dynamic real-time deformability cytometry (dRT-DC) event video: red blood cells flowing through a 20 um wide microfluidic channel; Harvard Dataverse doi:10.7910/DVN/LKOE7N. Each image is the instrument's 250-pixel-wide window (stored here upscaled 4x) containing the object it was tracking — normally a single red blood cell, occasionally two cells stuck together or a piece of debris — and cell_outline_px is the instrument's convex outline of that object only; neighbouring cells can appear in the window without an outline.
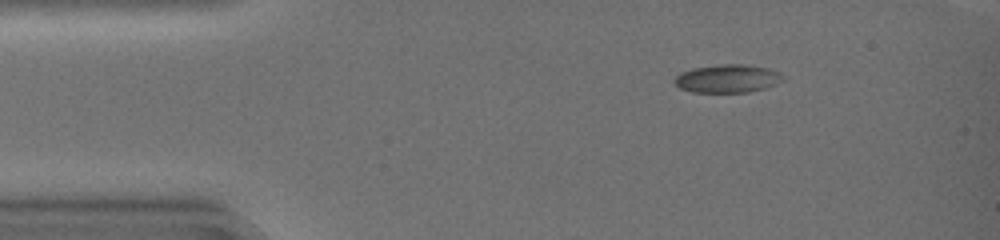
{"species": "common noctule bat (a hibernating species)", "species_latin": "Nyctalus noctula", "temperature_condition": "warm", "stored_images_in_passage": 17, "camera_frame_rate_fps": 3000, "um_per_image_px": 0.085, "animal": {"sex": "female", "body_mass_g": 19.0, "forearm_length_mm": 51.5}, "frame": {"image": 1, "passage_image": 1, "time_ms": 0.0, "image_size_px": [1000, 240], "cell_outline_px": [[784, 80], [776, 84], [764, 88], [748, 92], [692, 92], [680, 88], [672, 80], [680, 72], [692, 68], [720, 64], [744, 64], [768, 68], [780, 72], [784, 76]], "centroid_in_image_um": [61.84, 6.67], "position_along_channel_um": 23.2, "area_um2": 17.92}}
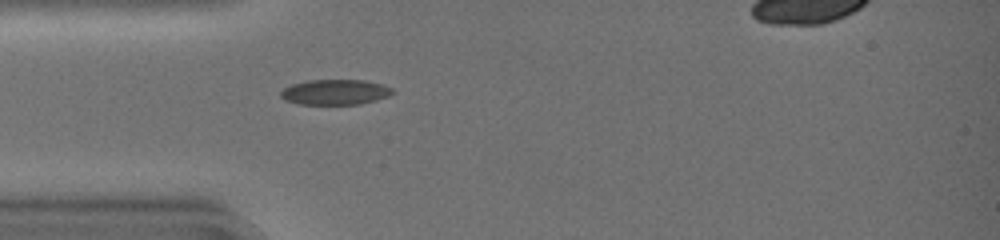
{"frame": {"image": 2, "passage_image": 8, "time_ms": 2.333, "image_size_px": [1000, 240], "cell_outline_px": [[396, 92], [388, 96], [376, 100], [360, 104], [296, 104], [284, 100], [280, 96], [280, 92], [284, 88], [292, 84], [308, 80], [364, 80], [380, 84], [392, 88]], "centroid_in_image_um": [28.47, 7.83], "position_along_channel_um": 56.5, "area_um2": 16.53}}